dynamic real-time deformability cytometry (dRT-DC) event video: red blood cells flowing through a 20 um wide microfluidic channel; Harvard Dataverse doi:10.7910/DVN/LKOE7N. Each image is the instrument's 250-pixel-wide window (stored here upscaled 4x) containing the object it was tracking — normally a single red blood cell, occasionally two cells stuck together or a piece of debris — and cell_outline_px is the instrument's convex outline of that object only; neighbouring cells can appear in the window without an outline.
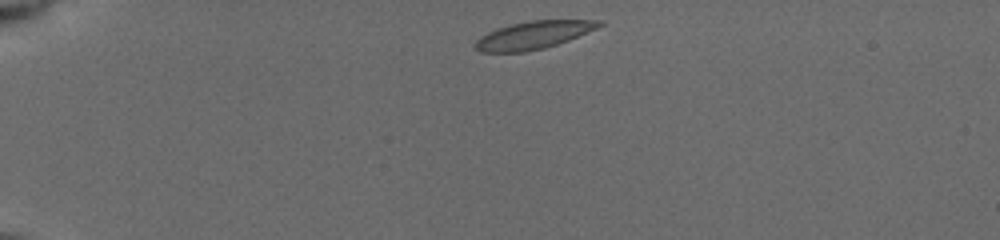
{"species": "common noctule bat (a hibernating species)", "species_latin": "Nyctalus noctula", "temperature_condition": "cold", "stored_images_in_passage": 17, "camera_frame_rate_fps": 3000, "um_per_image_px": 0.085, "animal": {"sex": "female", "body_mass_g": 19.5, "forearm_length_mm": 54.1}, "frame": {"image": 1, "passage_image": 1, "time_ms": 0.0, "image_size_px": [1000, 240], "cell_outline_px": [[604, 24], [596, 28], [568, 40], [544, 48], [524, 52], [480, 52], [472, 44], [480, 36], [496, 28], [528, 20], [600, 20]], "centroid_in_image_um": [45.29, 2.98], "position_along_channel_um": 39.7, "area_um2": 19.94}}
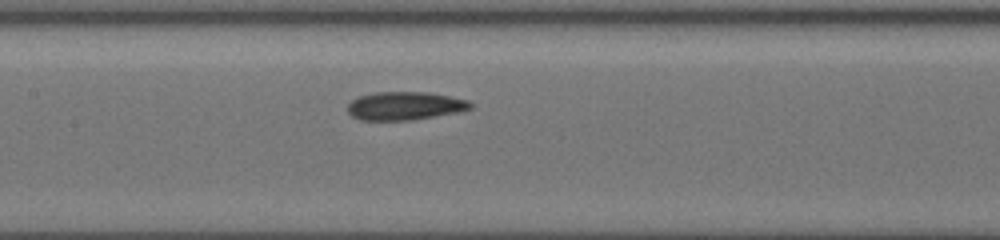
{"frame": {"image": 2, "passage_image": 11, "time_ms": 5.0, "image_size_px": [1000, 240], "cell_outline_px": [[472, 108], [460, 112], [412, 120], [360, 120], [352, 116], [348, 112], [348, 104], [352, 100], [360, 96], [376, 92], [428, 92], [468, 100], [472, 104]], "centroid_in_image_um": [34.42, 9.0], "position_along_channel_um": 173.0, "area_um2": 20.23}}
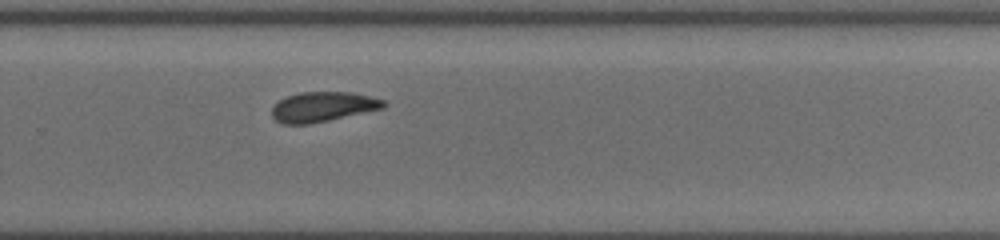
{"frame": {"image": 3, "passage_image": 17, "time_ms": 8.333, "image_size_px": [1000, 240], "cell_outline_px": [[388, 104], [384, 108], [328, 120], [308, 124], [280, 124], [272, 116], [272, 108], [280, 100], [288, 96], [300, 92], [352, 92], [384, 100]], "centroid_in_image_um": [27.44, 9.08], "position_along_channel_um": 302.4, "area_um2": 19.31}}